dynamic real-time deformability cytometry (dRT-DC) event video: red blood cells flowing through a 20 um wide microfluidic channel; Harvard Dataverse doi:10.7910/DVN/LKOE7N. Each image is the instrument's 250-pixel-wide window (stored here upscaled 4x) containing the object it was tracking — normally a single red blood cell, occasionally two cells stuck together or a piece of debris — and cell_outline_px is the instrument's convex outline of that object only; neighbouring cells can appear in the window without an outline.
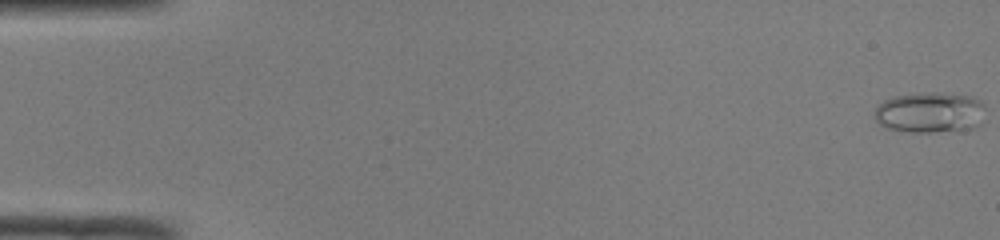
{"species": "common noctule bat (a hibernating species)", "species_latin": "Nyctalus noctula", "temperature_condition": "room temperature", "stored_images_in_passage": 50, "camera_frame_rate_fps": 3000, "um_per_image_px": 0.085, "animal": {"sex": "male", "body_mass_g": 19.0, "forearm_length_mm": 50.8}, "frame": {"image": 1, "passage_image": 1, "time_ms": 0.0, "image_size_px": [1000, 240], "cell_outline_px": [[984, 124], [976, 128], [960, 132], [908, 132], [884, 128], [872, 116], [872, 112], [884, 100], [892, 96], [924, 92], [940, 92], [972, 96], [980, 100], [984, 104]], "centroid_in_image_um": [79.09, 9.58], "position_along_channel_um": 5.9, "area_um2": 27.46}}
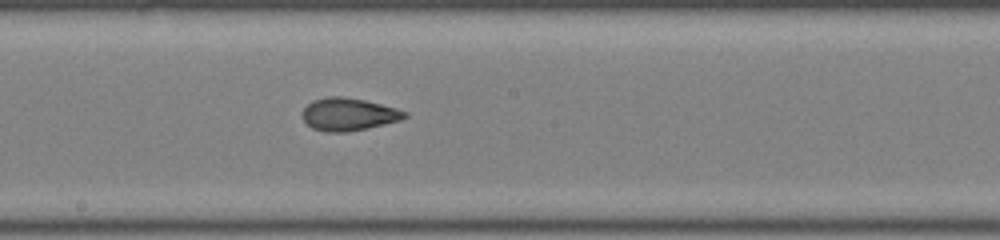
{"frame": {"image": 2, "passage_image": 28, "time_ms": 9.0, "image_size_px": [1000, 240], "cell_outline_px": [[408, 116], [400, 120], [368, 128], [348, 132], [324, 132], [312, 128], [304, 120], [304, 108], [312, 100], [328, 96], [340, 96], [364, 100], [396, 108], [408, 112]], "centroid_in_image_um": [29.64, 9.72], "position_along_channel_um": 218.6, "area_um2": 19.36}}
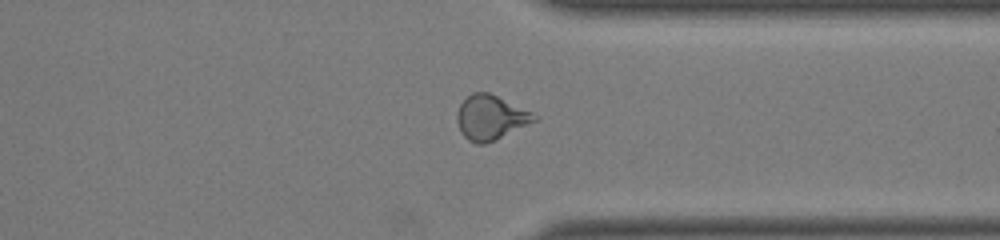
{"frame": {"image": 3, "passage_image": 39, "time_ms": 12.667, "image_size_px": [1000, 240], "cell_outline_px": [[540, 116], [536, 120], [484, 144], [476, 144], [468, 140], [460, 132], [456, 120], [456, 116], [460, 104], [472, 92], [488, 92], [532, 112]], "centroid_in_image_um": [41.66, 9.98], "position_along_channel_um": 369.7, "area_um2": 19.71}, "authors_computed_cell_mechanics": {"area_um2": 20.4323, "velocity_mm_per_s": 4.1265, "shape_relaxation_time_tau1_ms": 10.204, "shape_relaxation_time_tau2_ms": 1.3482, "deformation_change_tau1": 0.2733, "deformation_change_tau2": 0.0724}}